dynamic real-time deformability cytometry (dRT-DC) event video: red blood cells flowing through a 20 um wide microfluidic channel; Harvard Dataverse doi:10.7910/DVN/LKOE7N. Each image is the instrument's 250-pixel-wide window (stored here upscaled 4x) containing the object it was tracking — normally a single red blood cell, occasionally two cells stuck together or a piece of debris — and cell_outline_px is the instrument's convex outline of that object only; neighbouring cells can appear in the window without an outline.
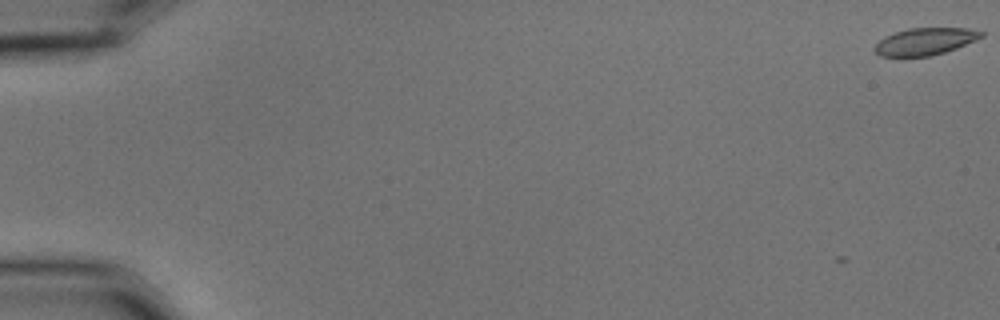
{"species": "common noctule bat (a hibernating species)", "species_latin": "Nyctalus noctula", "temperature_condition": "cold", "stored_images_in_passage": 9, "camera_frame_rate_fps": 3000, "um_per_image_px": 0.085, "animal": {"sex": "male", "body_mass_g": 15.6}, "frame": {"image": 1, "passage_image": 1, "time_ms": 0.0, "image_size_px": [1000, 320], "cell_outline_px": [[984, 36], [976, 40], [956, 48], [944, 52], [928, 56], [880, 56], [872, 48], [884, 36], [908, 28], [968, 28], [984, 32]], "centroid_in_image_um": [78.63, 3.51], "position_along_channel_um": 6.4, "area_um2": 16.76}}